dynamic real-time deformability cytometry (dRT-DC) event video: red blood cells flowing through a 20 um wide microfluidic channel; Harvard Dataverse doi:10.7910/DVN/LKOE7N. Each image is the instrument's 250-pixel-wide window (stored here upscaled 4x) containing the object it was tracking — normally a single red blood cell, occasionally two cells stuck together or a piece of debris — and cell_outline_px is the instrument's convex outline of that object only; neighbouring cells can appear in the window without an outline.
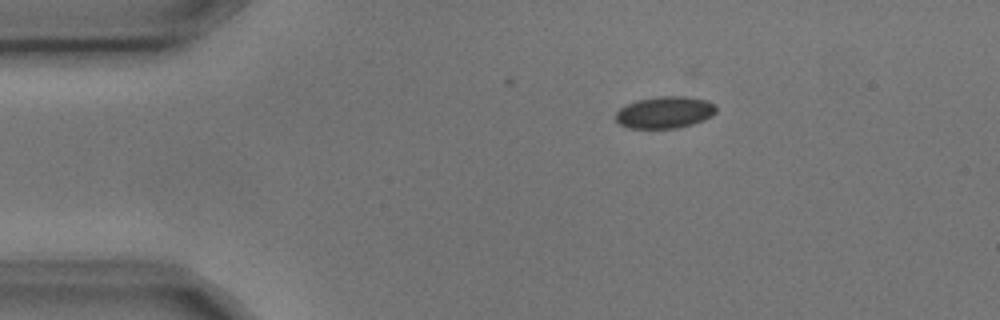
{"species": "common noctule bat (a hibernating species)", "species_latin": "Nyctalus noctula", "temperature_condition": "cold", "stored_images_in_passage": 6, "camera_frame_rate_fps": 3000, "um_per_image_px": 0.085, "animal": {"sex": "male", "body_mass_g": 17.9, "forearm_length_mm": 54.2}, "frame": {"image": 1, "passage_image": 1, "time_ms": 0.0, "image_size_px": [1000, 320], "cell_outline_px": [[716, 112], [712, 116], [704, 120], [692, 124], [676, 128], [628, 128], [620, 124], [616, 120], [616, 112], [620, 108], [636, 100], [656, 96], [684, 96], [708, 100], [716, 104]], "centroid_in_image_um": [56.53, 9.54], "position_along_channel_um": 28.5, "area_um2": 18.79}}
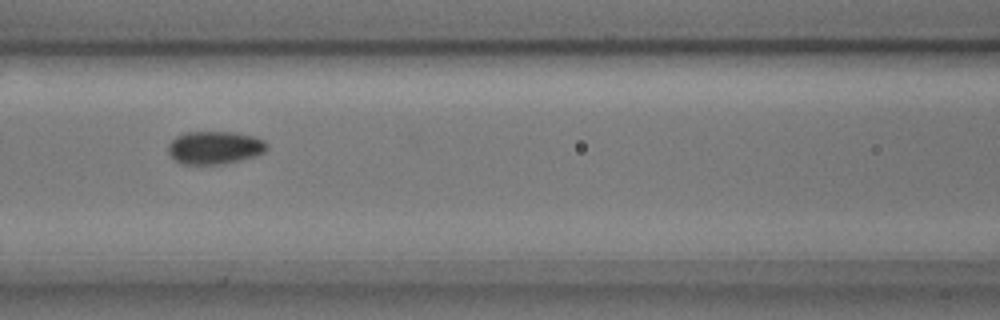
{"frame": {"image": 2, "passage_image": 5, "time_ms": 1.333, "image_size_px": [1000, 320], "cell_outline_px": [[268, 148], [264, 152], [256, 156], [240, 160], [220, 164], [180, 164], [168, 152], [168, 144], [176, 136], [184, 132], [236, 132], [252, 136], [264, 140], [268, 144]], "centroid_in_image_um": [18.26, 12.54], "position_along_channel_um": 148.3, "area_um2": 19.02}}
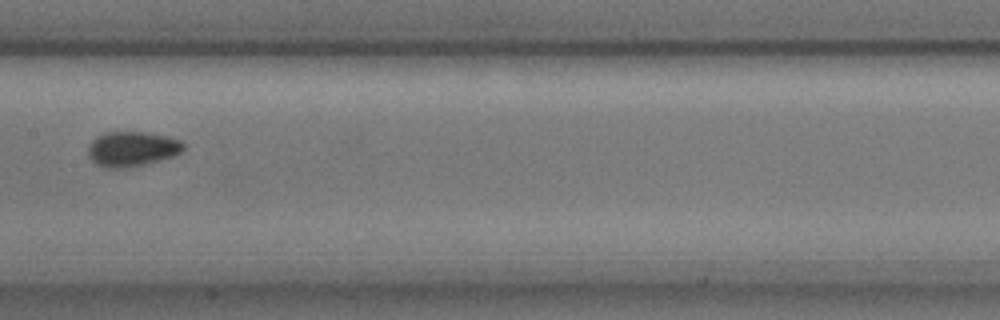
{"frame": {"image": 3, "passage_image": 6, "time_ms": 1.667, "image_size_px": [1000, 320], "cell_outline_px": [[184, 148], [180, 152], [172, 156], [144, 164], [120, 168], [104, 168], [96, 164], [88, 156], [88, 144], [96, 136], [104, 132], [148, 132], [168, 136], [180, 140], [184, 144]], "centroid_in_image_um": [11.18, 12.64], "position_along_channel_um": 196.2, "area_um2": 19.42}}